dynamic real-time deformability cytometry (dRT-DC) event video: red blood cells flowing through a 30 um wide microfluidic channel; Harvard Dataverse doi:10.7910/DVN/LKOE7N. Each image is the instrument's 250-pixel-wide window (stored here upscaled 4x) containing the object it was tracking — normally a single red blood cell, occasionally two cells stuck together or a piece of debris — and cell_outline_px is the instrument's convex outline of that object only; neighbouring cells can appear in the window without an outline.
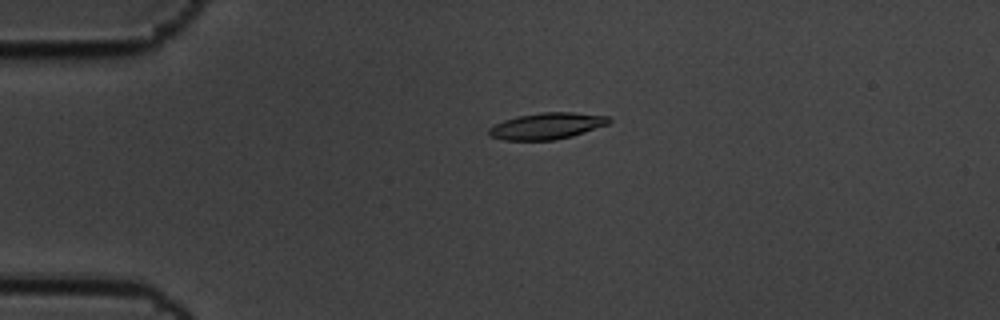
{"species": "common noctule bat (a hibernating species)", "species_latin": "Nyctalus noctula", "temperature_condition": "cold", "stored_images_in_passage": 6, "camera_frame_rate_fps": 3000, "um_per_image_px": 0.085, "animal": {"sex": "male", "body_mass_g": 19.5, "forearm_length_mm": 54.6}, "frame": {"image": 1, "passage_image": 5, "time_ms": 1.333, "image_size_px": [1000, 320], "cell_outline_px": [[612, 120], [608, 124], [572, 136], [556, 140], [504, 140], [492, 136], [488, 132], [488, 128], [504, 120], [516, 116], [540, 112], [572, 112], [608, 116]], "centroid_in_image_um": [46.49, 10.7], "position_along_channel_um": 38.5, "area_um2": 18.44}}